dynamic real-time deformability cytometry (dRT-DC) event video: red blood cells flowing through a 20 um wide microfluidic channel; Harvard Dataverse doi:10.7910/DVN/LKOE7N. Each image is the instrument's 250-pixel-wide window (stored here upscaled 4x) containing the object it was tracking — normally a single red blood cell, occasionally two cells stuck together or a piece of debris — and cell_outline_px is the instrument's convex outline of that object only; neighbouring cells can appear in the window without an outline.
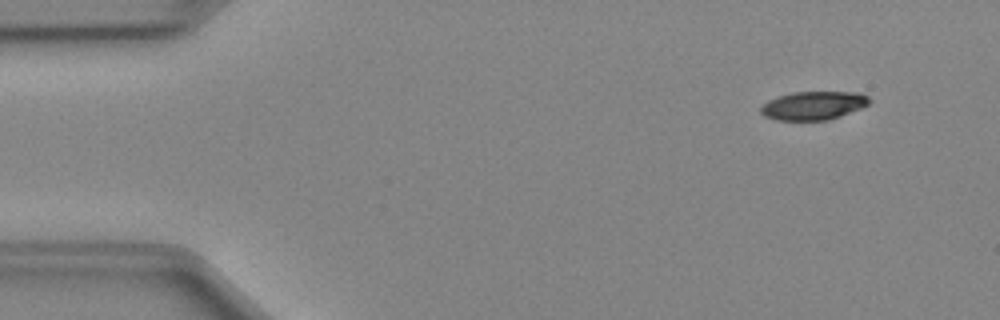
{"species": "Egyptian fruit bat (a non-hibernating species)", "species_latin": "Rousettus aegyptiacus", "temperature_condition": "cold", "stored_images_in_passage": 47, "camera_frame_rate_fps": 3000, "um_per_image_px": 0.085, "animal": {"sex": "female"}, "frame": {"image": 1, "passage_image": 1, "time_ms": 0.0, "image_size_px": [1000, 320], "cell_outline_px": [[868, 104], [860, 108], [840, 116], [828, 120], [776, 120], [764, 116], [760, 112], [760, 108], [768, 100], [792, 92], [856, 92], [868, 96]], "centroid_in_image_um": [69.1, 8.97], "position_along_channel_um": 15.9, "area_um2": 17.8}}
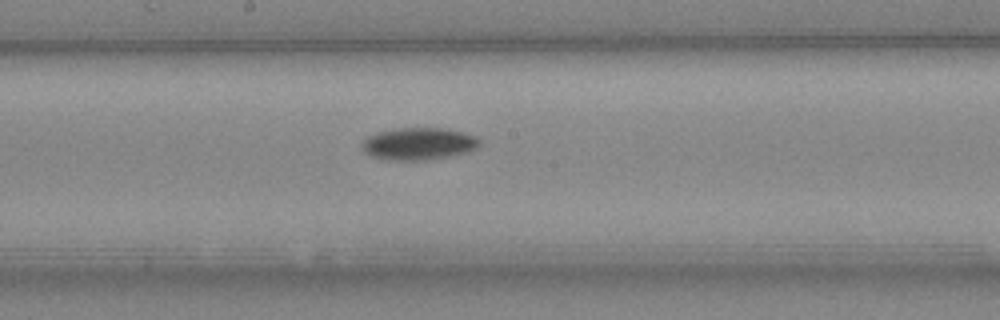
{"frame": {"image": 2, "passage_image": 23, "time_ms": 7.333, "image_size_px": [1000, 320], "cell_outline_px": [[480, 144], [476, 148], [468, 152], [456, 156], [428, 160], [388, 160], [372, 156], [364, 152], [360, 148], [364, 140], [368, 136], [380, 132], [400, 128], [440, 128], [464, 132], [476, 136], [480, 140]], "centroid_in_image_um": [35.62, 12.24], "position_along_channel_um": 212.6, "area_um2": 22.25}}
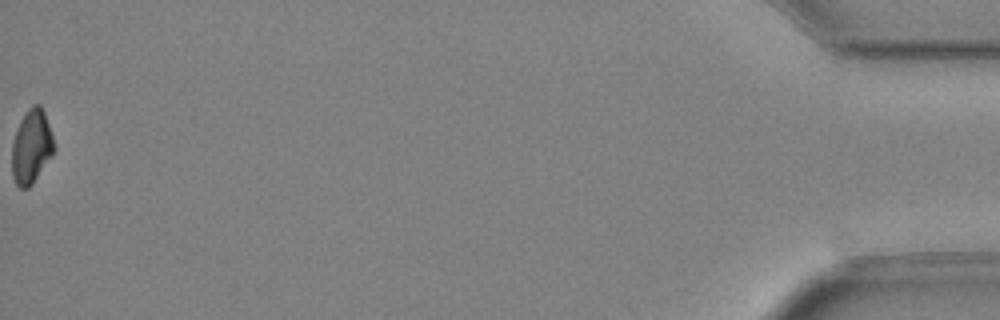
{"frame": {"image": 3, "passage_image": 47, "time_ms": 15.333, "image_size_px": [1000, 320], "cell_outline_px": [[56, 148], [32, 184], [28, 188], [20, 188], [16, 184], [12, 176], [12, 144], [20, 120], [28, 108], [32, 104], [40, 104], [44, 112]], "centroid_in_image_um": [2.66, 12.46], "position_along_channel_um": 432.5, "area_um2": 17.92}, "authors_computed_cell_mechanics": {"area_um2": 19.9988, "velocity_mm_per_s": 4.0348, "shape_relaxation_time_tau1_ms": 3.275, "shape_relaxation_time_tau2_ms": null, "deformation_change_tau1": 0.1132, "deformation_change_tau2": null}}